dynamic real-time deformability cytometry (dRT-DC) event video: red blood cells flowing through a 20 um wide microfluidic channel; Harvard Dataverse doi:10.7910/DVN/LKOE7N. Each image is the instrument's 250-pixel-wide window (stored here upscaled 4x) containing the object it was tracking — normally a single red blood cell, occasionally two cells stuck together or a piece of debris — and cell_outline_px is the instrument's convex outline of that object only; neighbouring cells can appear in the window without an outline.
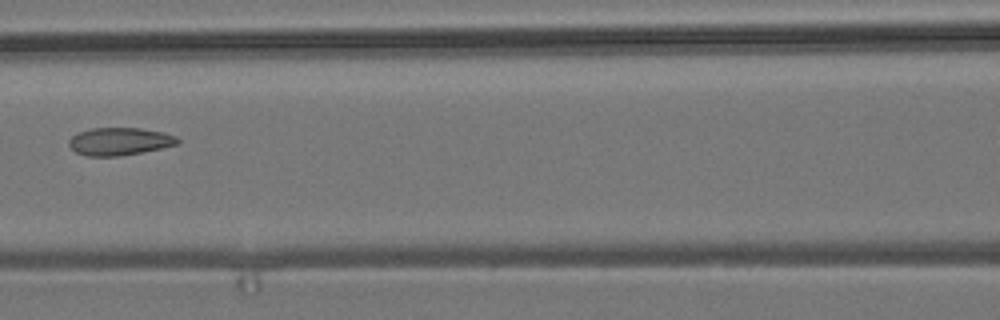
{"species": "common noctule bat (a hibernating species)", "species_latin": "Nyctalus noctula", "temperature_condition": "room temperature", "stored_images_in_passage": 5, "camera_frame_rate_fps": 3000, "um_per_image_px": 0.085, "animal": {"sex": "male", "body_mass_g": 19.2, "forearm_length_mm": 51.8}, "frame": {"image": 1, "passage_image": 5, "time_ms": 4.667, "image_size_px": [1000, 320], "cell_outline_px": [[180, 144], [120, 156], [88, 156], [76, 152], [68, 144], [68, 140], [76, 132], [92, 128], [140, 128], [164, 132], [176, 136], [180, 140]], "centroid_in_image_um": [10.16, 12.01], "position_along_channel_um": 156.4, "area_um2": 17.57}}